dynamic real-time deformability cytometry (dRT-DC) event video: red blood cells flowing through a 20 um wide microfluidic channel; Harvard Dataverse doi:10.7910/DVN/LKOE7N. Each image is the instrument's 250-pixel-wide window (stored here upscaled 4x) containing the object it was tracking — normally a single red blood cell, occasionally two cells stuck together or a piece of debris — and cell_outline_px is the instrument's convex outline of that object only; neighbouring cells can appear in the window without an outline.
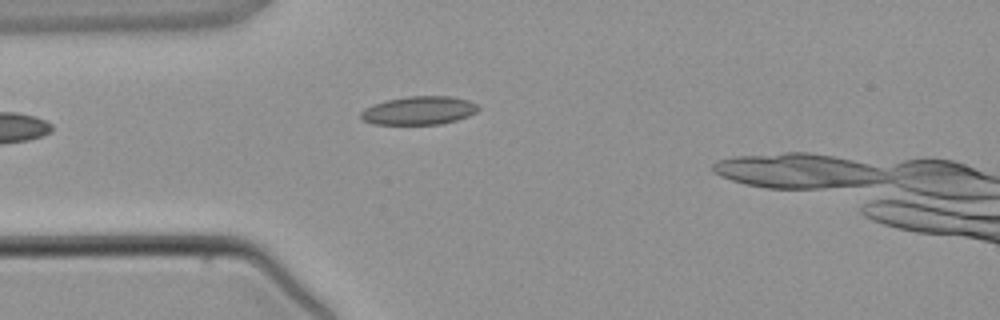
{"species": "common noctule bat (a hibernating species)", "species_latin": "Nyctalus noctula", "temperature_condition": "warm", "stored_images_in_passage": 4, "camera_frame_rate_fps": 3000, "um_per_image_px": 0.085, "animal": {"sex": "male", "body_mass_g": 21.5, "forearm_length_mm": 52.0}, "frame": {"image": 1, "passage_image": 3, "time_ms": 2.333, "image_size_px": [1000, 320], "cell_outline_px": [[480, 108], [476, 112], [468, 116], [456, 120], [440, 124], [372, 124], [364, 120], [360, 116], [360, 112], [364, 108], [372, 104], [384, 100], [408, 96], [452, 96], [468, 100], [476, 104]], "centroid_in_image_um": [35.59, 9.38], "position_along_channel_um": 49.4, "area_um2": 19.54}}